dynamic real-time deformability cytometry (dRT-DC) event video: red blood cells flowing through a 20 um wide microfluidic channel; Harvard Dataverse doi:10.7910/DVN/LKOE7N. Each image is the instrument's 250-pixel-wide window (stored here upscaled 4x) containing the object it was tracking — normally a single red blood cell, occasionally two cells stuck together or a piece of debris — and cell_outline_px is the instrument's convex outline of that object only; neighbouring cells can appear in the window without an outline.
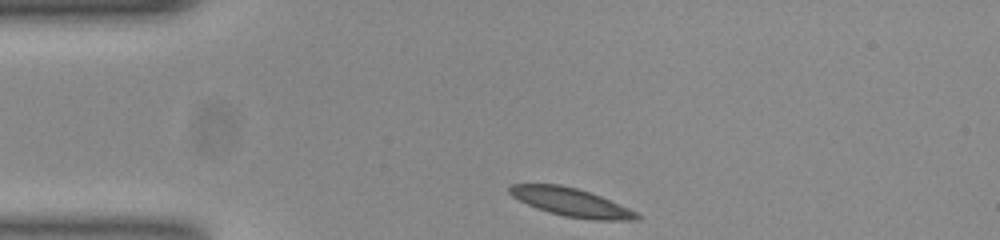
{"species": "common noctule bat (a hibernating species)", "species_latin": "Nyctalus noctula", "temperature_condition": "room temperature", "stored_images_in_passage": 33, "camera_frame_rate_fps": 3000, "um_per_image_px": 0.085, "animal": {"sex": "female", "body_mass_g": 23.0, "forearm_length_mm": 53.4}, "frame": {"image": 1, "passage_image": 1, "time_ms": 0.0, "image_size_px": [1000, 240], "cell_outline_px": [[644, 216], [640, 220], [596, 220], [564, 216], [548, 212], [536, 208], [512, 196], [508, 192], [508, 188], [512, 184], [560, 184], [576, 188], [600, 196], [628, 208]], "centroid_in_image_um": [48.57, 17.2], "position_along_channel_um": 36.4, "area_um2": 20.87}}
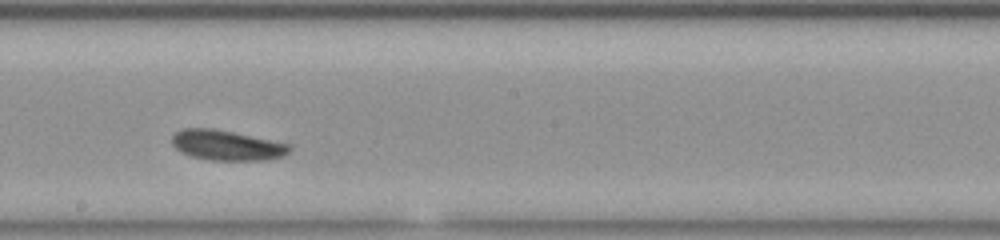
{"frame": {"image": 2, "passage_image": 19, "time_ms": 6.0, "image_size_px": [1000, 240], "cell_outline_px": [[292, 148], [284, 156], [268, 160], [212, 160], [192, 156], [180, 152], [172, 144], [172, 136], [176, 132], [184, 128], [212, 128], [292, 144]], "centroid_in_image_um": [19.3, 12.35], "position_along_channel_um": 228.9, "area_um2": 20.63}}
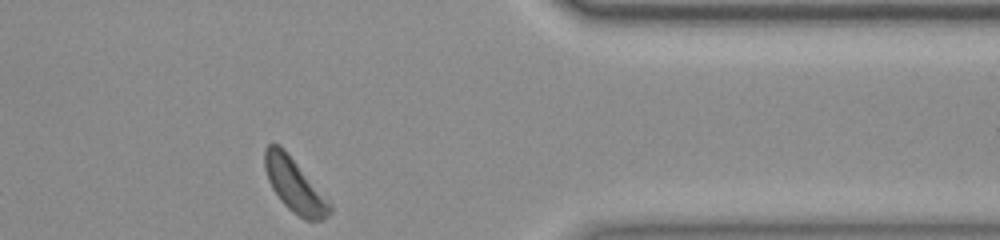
{"frame": {"image": 3, "passage_image": 33, "time_ms": 10.667, "image_size_px": [1000, 240], "cell_outline_px": [[332, 212], [324, 220], [304, 220], [292, 212], [280, 200], [272, 188], [268, 180], [264, 168], [264, 148], [268, 144], [280, 144], [284, 148], [332, 204]], "centroid_in_image_um": [25.03, 15.75], "position_along_channel_um": 386.4, "area_um2": 20.46}, "authors_computed_cell_mechanics": {"area_um2": 20.5768, "velocity_mm_per_s": 3.7859, "shape_relaxation_time_tau1_ms": 5.9589, "shape_relaxation_time_tau2_ms": null, "deformation_change_tau1": 0.1643, "deformation_change_tau2": null}}